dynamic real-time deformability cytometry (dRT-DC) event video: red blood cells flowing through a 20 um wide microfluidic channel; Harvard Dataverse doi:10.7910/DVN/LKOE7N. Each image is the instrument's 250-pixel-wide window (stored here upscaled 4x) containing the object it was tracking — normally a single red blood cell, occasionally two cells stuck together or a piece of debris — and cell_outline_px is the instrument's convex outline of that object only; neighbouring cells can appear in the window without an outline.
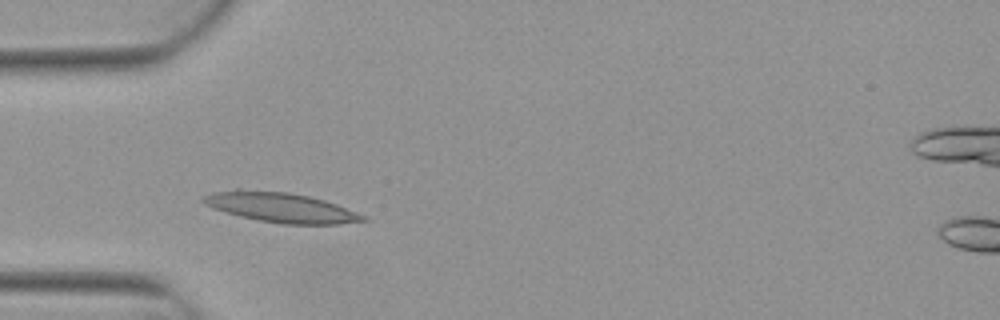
{"species": "Egyptian fruit bat (a non-hibernating species)", "species_latin": "Rousettus aegyptiacus", "temperature_condition": "warm", "stored_images_in_passage": 3, "camera_frame_rate_fps": 3000, "um_per_image_px": 0.085, "animal": {"sex": "female"}, "frame": {"image": 1, "passage_image": 3, "time_ms": 0.667, "image_size_px": [1000, 320], "cell_outline_px": [[368, 220], [340, 224], [284, 224], [256, 220], [240, 216], [212, 208], [204, 204], [200, 200], [200, 196], [212, 192], [236, 188], [240, 188], [288, 192], [308, 196], [324, 200], [336, 204], [368, 216]], "centroid_in_image_um": [23.81, 17.61], "position_along_channel_um": 61.2, "area_um2": 28.21}}